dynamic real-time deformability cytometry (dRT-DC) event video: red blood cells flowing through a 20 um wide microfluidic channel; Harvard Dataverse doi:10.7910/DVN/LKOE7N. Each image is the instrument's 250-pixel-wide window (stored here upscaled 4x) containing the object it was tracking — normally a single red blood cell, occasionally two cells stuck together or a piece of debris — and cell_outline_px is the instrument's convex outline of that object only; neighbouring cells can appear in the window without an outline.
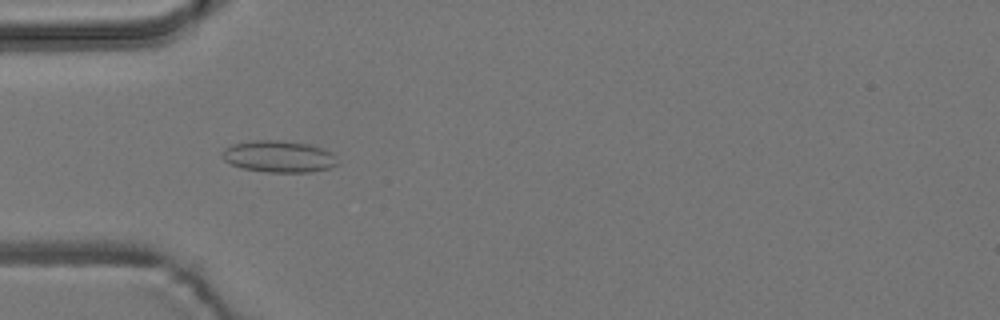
{"species": "common noctule bat (a hibernating species)", "species_latin": "Nyctalus noctula", "temperature_condition": "room temperature", "stored_images_in_passage": 54, "camera_frame_rate_fps": 3000, "um_per_image_px": 0.085, "animal": {"sex": "male", "body_mass_g": 19.2, "forearm_length_mm": 51.8}, "frame": {"image": 1, "passage_image": 16, "time_ms": 5.0, "image_size_px": [1000, 320], "cell_outline_px": [[336, 164], [328, 168], [312, 172], [268, 172], [244, 168], [232, 164], [224, 160], [224, 148], [232, 144], [252, 140], [280, 140], [308, 144], [320, 148], [328, 152], [332, 156]], "centroid_in_image_um": [23.64, 13.3], "position_along_channel_um": 61.4, "area_um2": 20.75}}
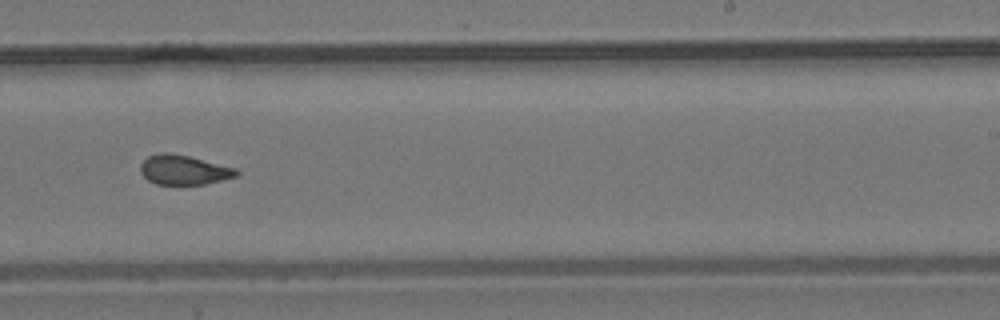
{"frame": {"image": 2, "passage_image": 33, "time_ms": 10.667, "image_size_px": [1000, 320], "cell_outline_px": [[240, 172], [236, 176], [204, 184], [156, 184], [148, 180], [140, 172], [140, 164], [148, 156], [160, 152], [172, 152], [236, 168]], "centroid_in_image_um": [15.59, 14.43], "position_along_channel_um": 273.4, "area_um2": 16.47}}
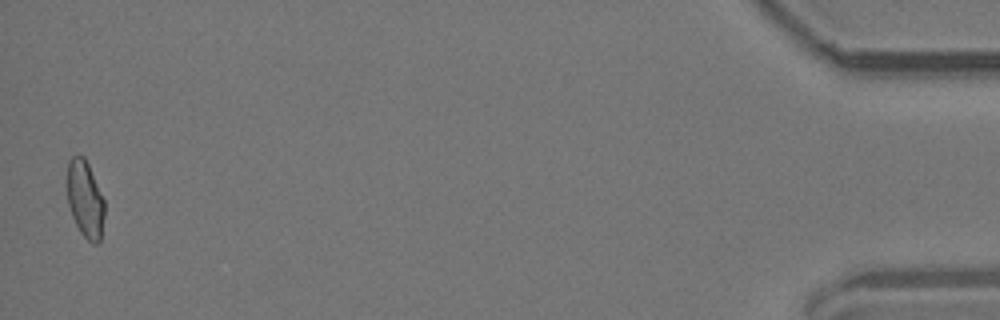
{"frame": {"image": 3, "passage_image": 53, "time_ms": 17.333, "image_size_px": [1000, 320], "cell_outline_px": [[104, 216], [100, 240], [96, 244], [92, 244], [80, 232], [72, 216], [68, 204], [68, 160], [72, 156], [84, 156], [88, 164], [104, 200]], "centroid_in_image_um": [7.24, 16.95], "position_along_channel_um": 428.0, "area_um2": 16.53}, "authors_computed_cell_mechanics": {"area_um2": 17.1666, "velocity_mm_per_s": 3.7789, "shape_relaxation_time_tau1_ms": null, "shape_relaxation_time_tau2_ms": 1.4551, "deformation_change_tau1": null, "deformation_change_tau2": 0.0802}}